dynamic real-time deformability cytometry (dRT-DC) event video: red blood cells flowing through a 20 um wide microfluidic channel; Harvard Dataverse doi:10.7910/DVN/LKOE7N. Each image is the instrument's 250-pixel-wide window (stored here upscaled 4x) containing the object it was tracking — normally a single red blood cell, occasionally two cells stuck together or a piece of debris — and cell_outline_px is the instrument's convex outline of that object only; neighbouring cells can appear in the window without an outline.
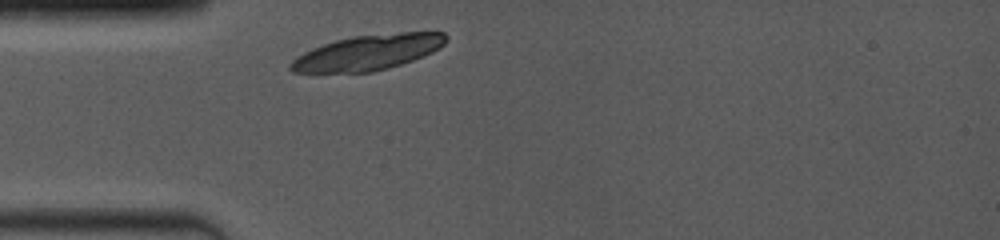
{"species": "common noctule bat (a hibernating species)", "species_latin": "Nyctalus noctula", "temperature_condition": "room temperature", "stored_images_in_passage": 2, "camera_frame_rate_fps": 4000, "um_per_image_px": 0.085, "animal": {"sex": "female", "body_mass_g": 19.0, "forearm_length_mm": 53.3}, "frame": {"image": 1, "passage_image": 1, "time_ms": 0.0, "image_size_px": [1000, 240], "cell_outline_px": [[448, 40], [440, 48], [432, 52], [412, 60], [388, 68], [372, 72], [292, 72], [288, 68], [288, 64], [296, 56], [312, 48], [336, 40], [352, 36], [400, 32], [444, 32], [448, 36]], "centroid_in_image_um": [31.27, 4.45], "position_along_channel_um": 53.7, "area_um2": 31.91}}